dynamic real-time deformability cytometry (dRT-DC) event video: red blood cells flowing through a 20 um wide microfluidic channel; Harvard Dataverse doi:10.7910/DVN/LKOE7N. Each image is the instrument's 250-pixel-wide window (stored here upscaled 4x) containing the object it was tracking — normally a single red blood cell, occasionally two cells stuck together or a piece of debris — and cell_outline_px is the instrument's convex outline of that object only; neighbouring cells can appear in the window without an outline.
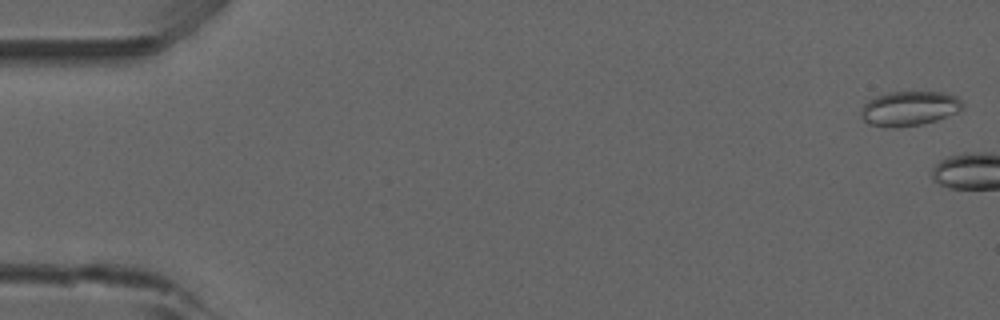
{"species": "common noctule bat (a hibernating species)", "species_latin": "Nyctalus noctula", "temperature_condition": "room temperature", "stored_images_in_passage": 4, "camera_frame_rate_fps": 3000, "um_per_image_px": 0.085, "animal": {"sex": "male", "forearm_length_mm": 52.5}, "frame": {"image": 1, "passage_image": 1, "time_ms": 0.0, "image_size_px": [1000, 320], "cell_outline_px": [[964, 108], [956, 112], [936, 120], [924, 124], [896, 128], [884, 128], [868, 124], [860, 116], [860, 112], [864, 104], [868, 100], [876, 96], [888, 92], [944, 92], [956, 96], [964, 104]], "centroid_in_image_um": [77.26, 9.23], "position_along_channel_um": 7.7, "area_um2": 20.75}}